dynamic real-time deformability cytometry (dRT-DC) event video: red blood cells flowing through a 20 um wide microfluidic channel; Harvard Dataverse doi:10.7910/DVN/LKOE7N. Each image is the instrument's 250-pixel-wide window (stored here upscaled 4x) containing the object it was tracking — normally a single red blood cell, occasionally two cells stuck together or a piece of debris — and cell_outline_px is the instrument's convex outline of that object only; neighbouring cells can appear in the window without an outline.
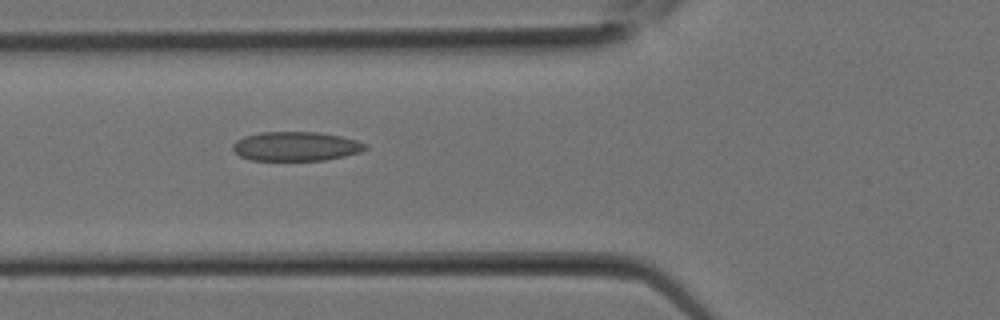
{"species": "Egyptian fruit bat (a non-hibernating species)", "species_latin": "Rousettus aegyptiacus", "temperature_condition": "room temperature", "stored_images_in_passage": 13, "camera_frame_rate_fps": 3000, "um_per_image_px": 0.085, "animal": {"sex": "female"}, "frame": {"image": 1, "passage_image": 10, "time_ms": 3.0, "image_size_px": [1000, 320], "cell_outline_px": [[368, 148], [360, 152], [344, 156], [324, 160], [252, 160], [240, 156], [232, 148], [232, 144], [236, 140], [244, 136], [260, 132], [320, 132], [340, 136], [356, 140], [368, 144]], "centroid_in_image_um": [25.16, 12.43], "position_along_channel_um": 100.6, "area_um2": 22.6}}
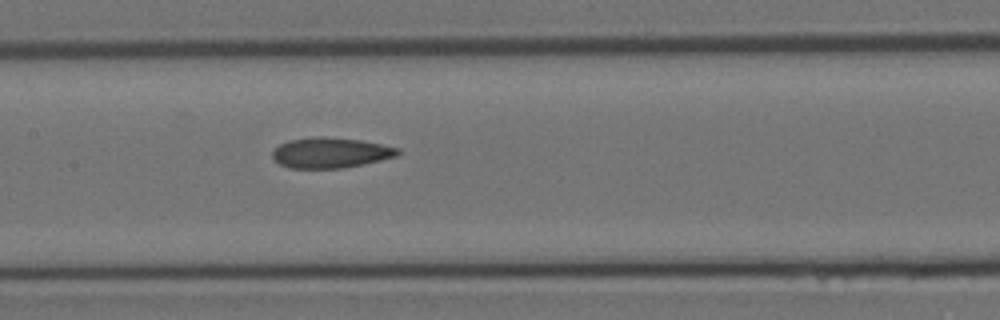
{"frame": {"image": 2, "passage_image": 13, "time_ms": 4.0, "image_size_px": [1000, 320], "cell_outline_px": [[400, 152], [396, 156], [380, 160], [340, 168], [288, 168], [280, 164], [272, 156], [272, 152], [280, 144], [288, 140], [320, 136], [360, 140], [400, 148]], "centroid_in_image_um": [28.07, 12.98], "position_along_channel_um": 179.3, "area_um2": 21.91}}